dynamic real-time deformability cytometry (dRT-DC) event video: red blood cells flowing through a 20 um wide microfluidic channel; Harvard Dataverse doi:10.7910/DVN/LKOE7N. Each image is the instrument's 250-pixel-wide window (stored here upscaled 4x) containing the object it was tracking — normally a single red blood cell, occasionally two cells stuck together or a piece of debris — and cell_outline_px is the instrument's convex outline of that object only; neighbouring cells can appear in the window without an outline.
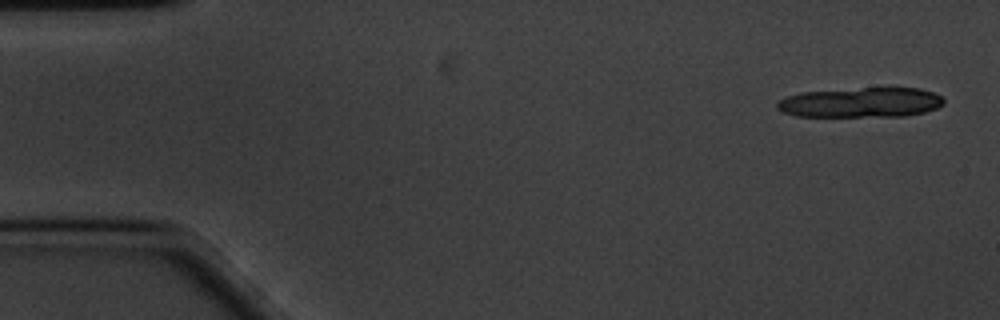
{"species": "common noctule bat (a hibernating species)", "species_latin": "Nyctalus noctula", "temperature_condition": "cold", "stored_images_in_passage": 34, "camera_frame_rate_fps": 3000, "um_per_image_px": 0.085, "animal": {"sex": "male", "body_mass_g": 20.1, "forearm_length_mm": 53.5}, "frame": {"image": 1, "passage_image": 1, "time_ms": 0.0, "image_size_px": [1000, 320], "cell_outline_px": [[944, 104], [936, 108], [924, 112], [904, 116], [796, 116], [784, 112], [776, 108], [776, 100], [800, 92], [888, 84], [892, 84], [920, 88], [932, 92], [940, 96], [944, 100]], "centroid_in_image_um": [73.21, 8.65], "position_along_channel_um": 11.8, "area_um2": 30.4}}